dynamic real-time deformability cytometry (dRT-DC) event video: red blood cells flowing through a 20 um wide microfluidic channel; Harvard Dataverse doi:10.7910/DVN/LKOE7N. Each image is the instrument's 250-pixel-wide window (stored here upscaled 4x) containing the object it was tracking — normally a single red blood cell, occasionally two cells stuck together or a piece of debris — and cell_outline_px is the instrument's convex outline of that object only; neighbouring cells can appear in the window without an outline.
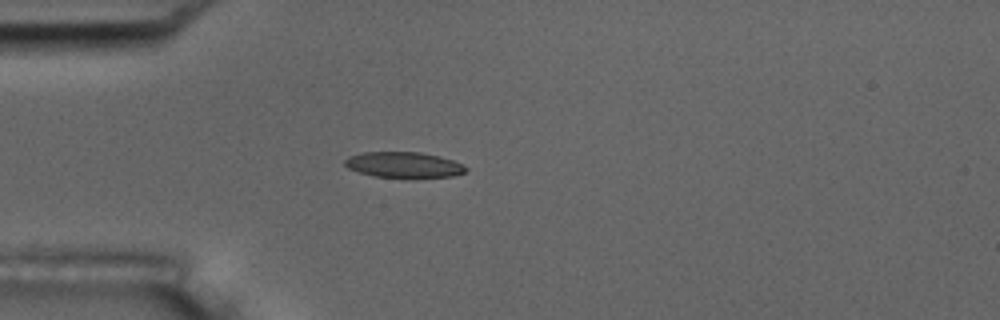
{"species": "common noctule bat (a hibernating species)", "species_latin": "Nyctalus noctula", "temperature_condition": "room temperature", "stored_images_in_passage": 1, "camera_frame_rate_fps": 3000, "um_per_image_px": 0.085, "animal": {"sex": "male", "body_mass_g": 17.5, "forearm_length_mm": 52.3}, "frame": {"image": 1, "passage_image": 1, "time_ms": 0.0, "image_size_px": [1000, 320], "cell_outline_px": [[468, 168], [464, 172], [452, 176], [408, 180], [372, 176], [348, 168], [344, 164], [344, 160], [348, 156], [364, 152], [420, 152], [440, 156], [452, 160]], "centroid_in_image_um": [34.31, 14.05], "position_along_channel_um": 50.7, "area_um2": 18.73}}